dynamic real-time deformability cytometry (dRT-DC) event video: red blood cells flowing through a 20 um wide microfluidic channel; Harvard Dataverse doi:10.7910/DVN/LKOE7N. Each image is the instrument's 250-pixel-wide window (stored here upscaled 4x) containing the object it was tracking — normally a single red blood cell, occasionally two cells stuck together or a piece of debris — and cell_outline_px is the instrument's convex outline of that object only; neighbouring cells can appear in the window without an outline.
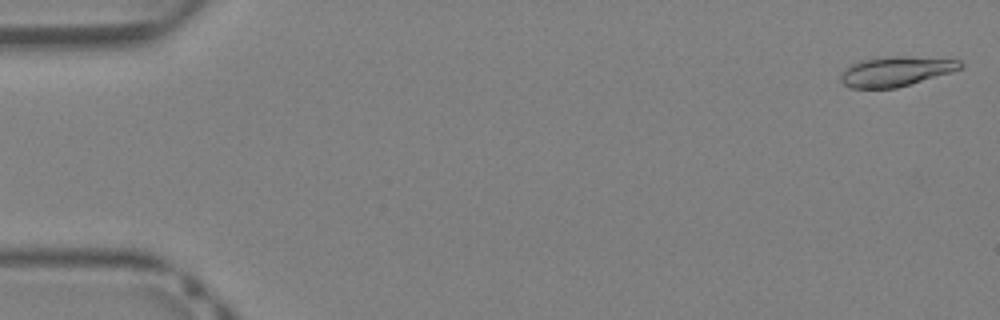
{"species": "Egyptian fruit bat (a non-hibernating species)", "species_latin": "Rousettus aegyptiacus", "temperature_condition": "warm", "stored_images_in_passage": 19, "camera_frame_rate_fps": 3000, "um_per_image_px": 0.085, "animal": {"sex": "female"}, "frame": {"image": 1, "passage_image": 1, "time_ms": 0.0, "image_size_px": [1000, 320], "cell_outline_px": [[964, 64], [960, 68], [952, 72], [896, 88], [852, 88], [844, 84], [840, 80], [840, 76], [852, 64], [860, 60], [892, 56], [908, 56], [960, 60]], "centroid_in_image_um": [76.17, 6.06], "position_along_channel_um": 8.8, "area_um2": 20.52}}
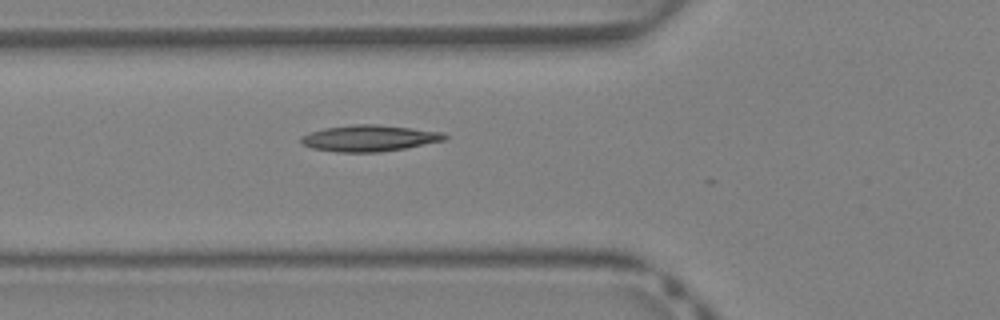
{"frame": {"image": 2, "passage_image": 15, "time_ms": 4.667, "image_size_px": [1000, 320], "cell_outline_px": [[448, 136], [444, 140], [404, 148], [380, 152], [336, 152], [312, 148], [300, 144], [300, 136], [308, 132], [324, 128], [352, 124], [376, 124], [412, 128], [444, 132]], "centroid_in_image_um": [31.33, 11.74], "position_along_channel_um": 94.5, "area_um2": 22.14}}
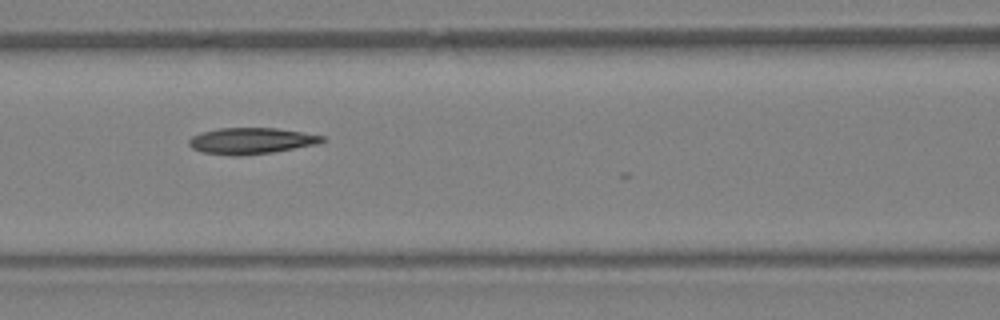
{"frame": {"image": 3, "passage_image": 18, "time_ms": 5.667, "image_size_px": [1000, 320], "cell_outline_px": [[324, 140], [316, 144], [272, 152], [240, 156], [232, 156], [204, 152], [192, 148], [188, 144], [188, 140], [192, 136], [200, 132], [220, 128], [276, 128], [304, 132], [324, 136]], "centroid_in_image_um": [21.32, 11.97], "position_along_channel_um": 145.3, "area_um2": 20.29}}